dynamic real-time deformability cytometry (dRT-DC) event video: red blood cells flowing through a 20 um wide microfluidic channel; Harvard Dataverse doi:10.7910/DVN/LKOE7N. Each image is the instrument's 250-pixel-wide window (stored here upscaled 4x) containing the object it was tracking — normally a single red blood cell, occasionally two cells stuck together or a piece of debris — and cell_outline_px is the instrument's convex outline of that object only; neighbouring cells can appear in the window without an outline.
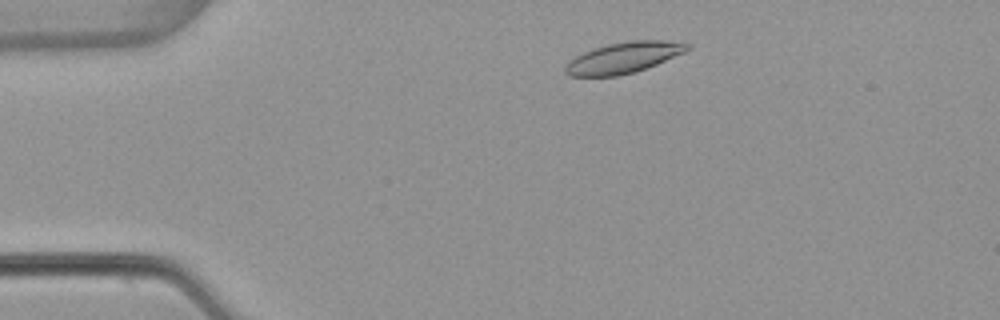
{"species": "common noctule bat (a hibernating species)", "species_latin": "Nyctalus noctula", "temperature_condition": "warm", "stored_images_in_passage": 48, "camera_frame_rate_fps": 3000, "um_per_image_px": 0.085, "animal": {"sex": "female", "body_mass_g": 22.7, "forearm_length_mm": 54.2}, "frame": {"image": 1, "passage_image": 5, "time_ms": 1.333, "image_size_px": [1000, 320], "cell_outline_px": [[692, 48], [684, 52], [656, 64], [636, 72], [616, 76], [568, 76], [564, 72], [564, 68], [576, 56], [584, 52], [608, 44], [628, 40], [664, 40], [692, 44]], "centroid_in_image_um": [53.03, 4.9], "position_along_channel_um": 32.0, "area_um2": 21.85}}
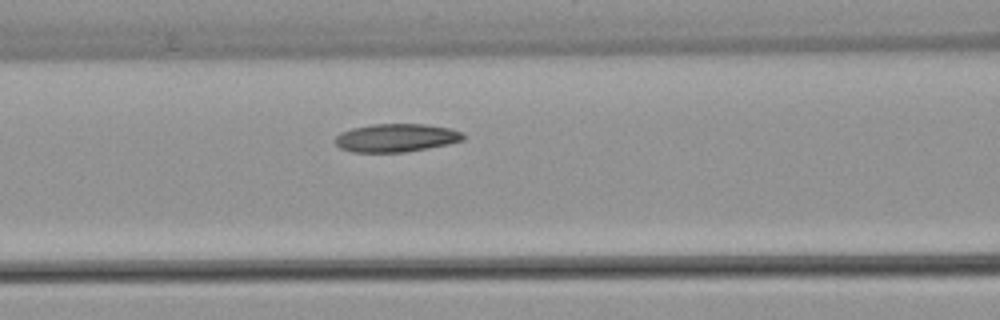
{"frame": {"image": 2, "passage_image": 17, "time_ms": 5.333, "image_size_px": [1000, 320], "cell_outline_px": [[464, 140], [448, 144], [428, 148], [404, 152], [352, 152], [340, 148], [332, 140], [340, 132], [352, 128], [372, 124], [428, 124], [448, 128], [460, 132], [464, 136]], "centroid_in_image_um": [33.62, 11.71], "position_along_channel_um": 133.0, "area_um2": 21.1}}
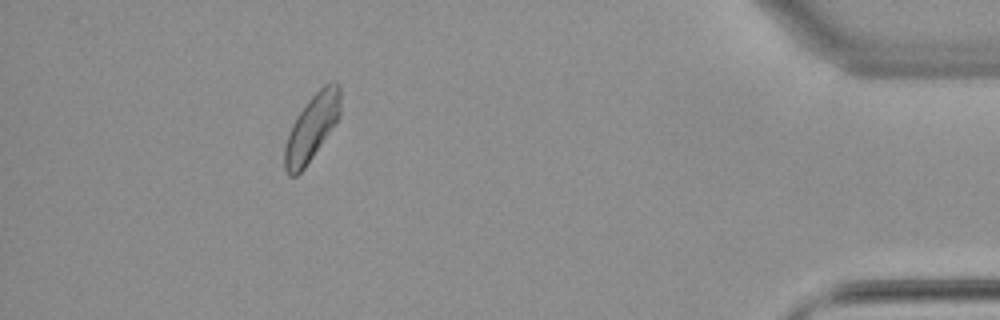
{"frame": {"image": 3, "passage_image": 43, "time_ms": 14.0, "image_size_px": [1000, 320], "cell_outline_px": [[340, 116], [336, 124], [304, 168], [296, 176], [288, 176], [284, 168], [284, 148], [292, 124], [308, 100], [324, 84], [340, 84]], "centroid_in_image_um": [26.5, 10.88], "position_along_channel_um": 408.7, "area_um2": 21.15}, "authors_computed_cell_mechanics": {"area_um2": 21.2126, "velocity_mm_per_s": 3.8165, "shape_relaxation_time_tau1_ms": 5.7622, "shape_relaxation_time_tau2_ms": null, "deformation_change_tau1": 0.1182, "deformation_change_tau2": null}}